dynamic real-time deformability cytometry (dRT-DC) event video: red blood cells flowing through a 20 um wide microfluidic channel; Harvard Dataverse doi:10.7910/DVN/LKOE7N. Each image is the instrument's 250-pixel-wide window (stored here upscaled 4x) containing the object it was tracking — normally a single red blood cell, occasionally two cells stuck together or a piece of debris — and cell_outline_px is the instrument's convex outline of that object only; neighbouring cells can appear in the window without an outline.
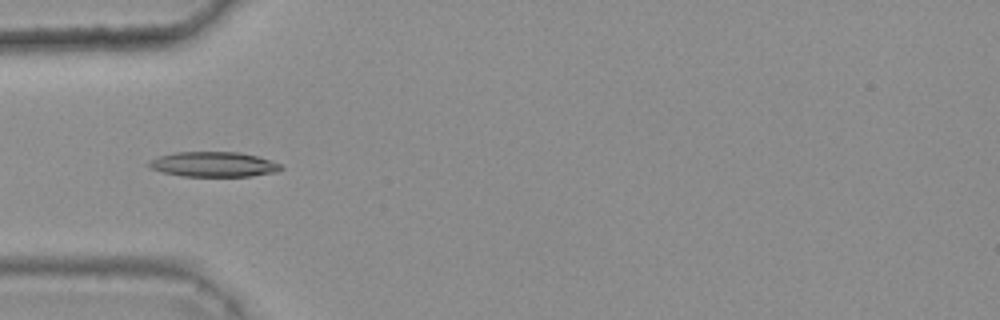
{"species": "common noctule bat (a hibernating species)", "species_latin": "Nyctalus noctula", "temperature_condition": "warm", "stored_images_in_passage": 21, "camera_frame_rate_fps": 3000, "um_per_image_px": 0.085, "animal": {"sex": "female", "body_mass_g": 25.1}, "frame": {"image": 1, "passage_image": 4, "time_ms": 1.0, "image_size_px": [1000, 320], "cell_outline_px": [[284, 168], [276, 172], [252, 176], [184, 176], [164, 172], [152, 168], [144, 164], [160, 156], [176, 152], [240, 152], [256, 156], [280, 164]], "centroid_in_image_um": [18.17, 13.97], "position_along_channel_um": 66.8, "area_um2": 19.02}}